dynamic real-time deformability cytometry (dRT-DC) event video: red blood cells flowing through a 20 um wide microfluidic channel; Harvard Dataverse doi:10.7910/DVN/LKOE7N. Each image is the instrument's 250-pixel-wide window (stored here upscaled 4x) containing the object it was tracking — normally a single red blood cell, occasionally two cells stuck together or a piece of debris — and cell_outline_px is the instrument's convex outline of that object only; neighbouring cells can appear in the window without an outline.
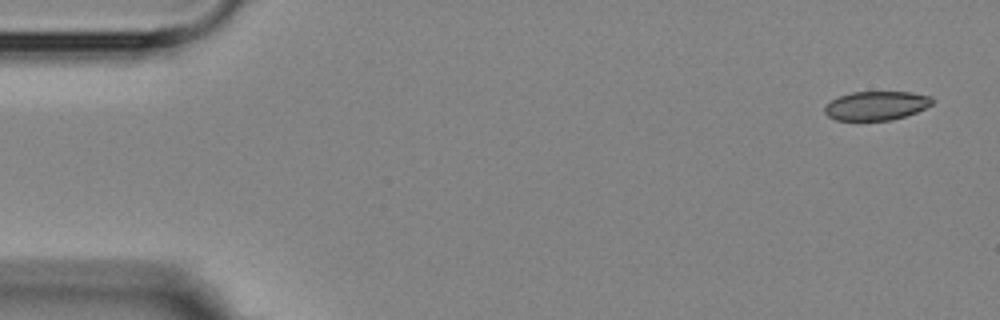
{"species": "Egyptian fruit bat (a non-hibernating species)", "species_latin": "Rousettus aegyptiacus", "temperature_condition": "room temperature", "stored_images_in_passage": 5, "camera_frame_rate_fps": 3000, "um_per_image_px": 0.085, "animal": {"sex": "female"}, "frame": {"image": 1, "passage_image": 1, "time_ms": 0.0, "image_size_px": [1000, 320], "cell_outline_px": [[932, 104], [916, 112], [892, 120], [836, 120], [828, 116], [824, 112], [824, 104], [840, 96], [852, 92], [912, 92], [932, 96]], "centroid_in_image_um": [74.46, 8.98], "position_along_channel_um": 10.5, "area_um2": 18.09}}
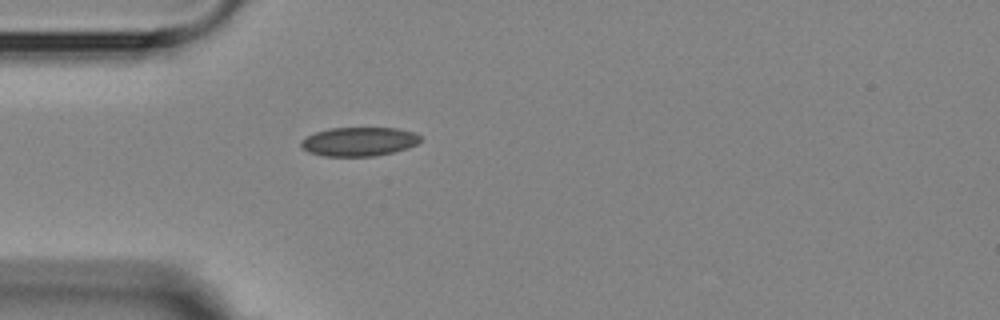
{"frame": {"image": 2, "passage_image": 5, "time_ms": 4.333, "image_size_px": [1000, 320], "cell_outline_px": [[420, 140], [416, 144], [408, 148], [376, 156], [324, 156], [308, 152], [300, 148], [300, 140], [316, 132], [328, 128], [396, 128], [416, 132], [420, 136]], "centroid_in_image_um": [30.49, 12.03], "position_along_channel_um": 54.5, "area_um2": 20.23}}